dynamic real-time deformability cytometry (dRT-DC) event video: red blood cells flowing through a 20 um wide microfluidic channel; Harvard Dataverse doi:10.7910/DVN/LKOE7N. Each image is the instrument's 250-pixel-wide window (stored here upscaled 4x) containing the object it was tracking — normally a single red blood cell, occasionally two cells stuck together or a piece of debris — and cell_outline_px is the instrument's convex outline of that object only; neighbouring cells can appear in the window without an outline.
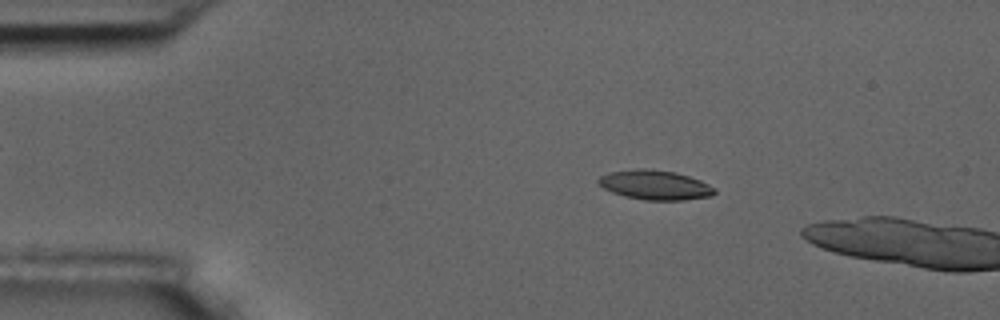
{"species": "common noctule bat (a hibernating species)", "species_latin": "Nyctalus noctula", "temperature_condition": "room temperature", "stored_images_in_passage": 3, "camera_frame_rate_fps": 3000, "um_per_image_px": 0.085, "animal": {"sex": "male", "body_mass_g": 17.5, "forearm_length_mm": 52.3}, "frame": {"image": 1, "passage_image": 1, "time_ms": 0.0, "image_size_px": [1000, 320], "cell_outline_px": [[716, 192], [712, 196], [684, 200], [644, 200], [624, 196], [612, 192], [604, 188], [596, 180], [600, 176], [608, 172], [636, 168], [652, 168], [676, 172], [700, 180], [716, 188]], "centroid_in_image_um": [55.68, 15.71], "position_along_channel_um": 29.3, "area_um2": 20.23}}